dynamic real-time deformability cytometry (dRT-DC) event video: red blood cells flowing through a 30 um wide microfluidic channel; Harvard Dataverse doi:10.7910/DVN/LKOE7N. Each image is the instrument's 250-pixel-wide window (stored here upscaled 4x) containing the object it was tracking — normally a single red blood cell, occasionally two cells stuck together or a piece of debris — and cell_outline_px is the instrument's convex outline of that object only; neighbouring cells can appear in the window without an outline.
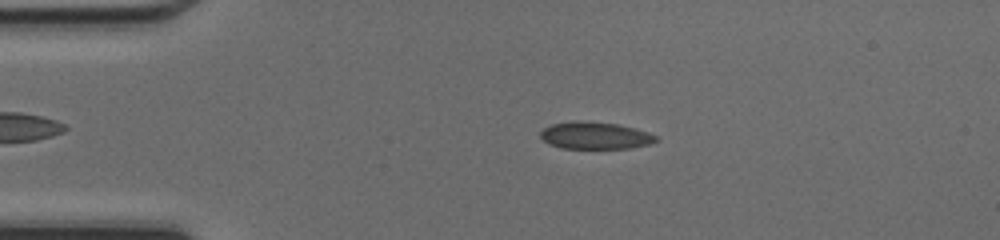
{"species": "common noctule bat (a hibernating species)", "species_latin": "Nyctalus noctula", "temperature_condition": "cold", "stored_images_in_passage": 48, "camera_frame_rate_fps": 3000, "um_per_image_px": 0.085, "animal": {"sex": "female", "body_mass_g": 17.0, "forearm_length_mm": 48.0}, "frame": {"image": 1, "passage_image": 10, "time_ms": 3.0, "image_size_px": [1000, 240], "cell_outline_px": [[656, 140], [648, 144], [628, 148], [560, 148], [548, 144], [540, 136], [540, 132], [544, 128], [552, 124], [572, 120], [576, 120], [616, 124], [648, 132], [656, 136]], "centroid_in_image_um": [50.51, 11.52], "position_along_channel_um": 34.5, "area_um2": 18.03}}
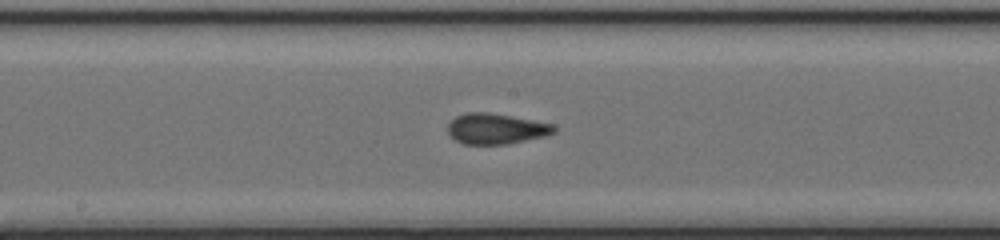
{"frame": {"image": 2, "passage_image": 25, "time_ms": 8.0, "image_size_px": [1000, 240], "cell_outline_px": [[556, 132], [544, 136], [508, 144], [464, 144], [456, 140], [448, 132], [448, 124], [456, 116], [464, 112], [488, 112], [512, 116], [552, 124], [556, 128]], "centroid_in_image_um": [42.15, 10.94], "position_along_channel_um": 206.0, "area_um2": 18.84}}
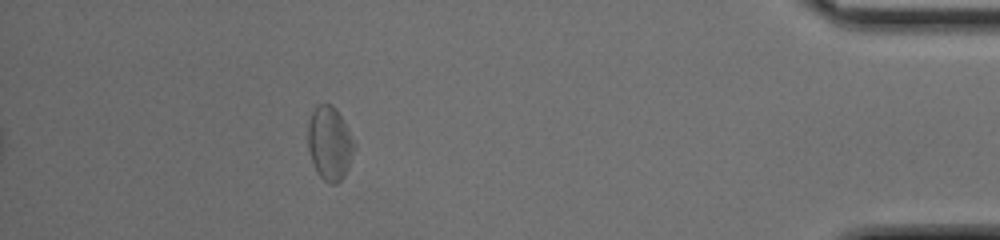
{"frame": {"image": 3, "passage_image": 43, "time_ms": 14.0, "image_size_px": [1000, 240], "cell_outline_px": [[356, 144], [348, 168], [344, 176], [336, 184], [328, 184], [316, 172], [312, 164], [308, 148], [308, 120], [316, 104], [332, 104], [336, 108]], "centroid_in_image_um": [28.0, 12.19], "position_along_channel_um": 407.2, "area_um2": 20.06}, "authors_computed_cell_mechanics": {"area_um2": 18.7272, "velocity_mm_per_s": 4.2636, "shape_relaxation_time_tau1_ms": 2.3417, "shape_relaxation_time_tau2_ms": 1.2164, "deformation_change_tau1": 0.0972, "deformation_change_tau2": 0.0804}}